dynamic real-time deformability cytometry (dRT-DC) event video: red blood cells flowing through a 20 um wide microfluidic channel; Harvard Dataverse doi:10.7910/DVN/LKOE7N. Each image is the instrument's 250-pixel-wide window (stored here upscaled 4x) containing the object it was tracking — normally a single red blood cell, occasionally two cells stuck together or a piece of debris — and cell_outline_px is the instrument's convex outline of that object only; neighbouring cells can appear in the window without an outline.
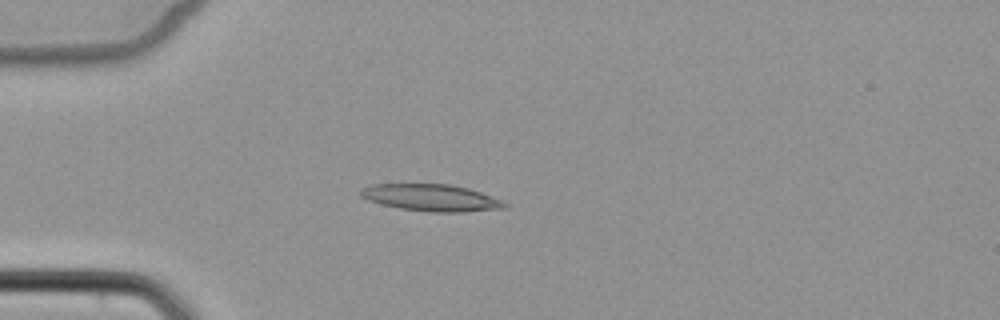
{"species": "common noctule bat (a hibernating species)", "species_latin": "Nyctalus noctula", "temperature_condition": "cold", "stored_images_in_passage": 5, "camera_frame_rate_fps": 3000, "um_per_image_px": 0.085, "animal": {"sex": "female", "body_mass_g": 22.7, "forearm_length_mm": 54.2}, "frame": {"image": 1, "passage_image": 4, "time_ms": 3.667, "image_size_px": [1000, 320], "cell_outline_px": [[508, 208], [464, 212], [432, 212], [400, 208], [368, 200], [360, 196], [360, 188], [372, 184], [448, 184], [468, 188], [480, 192], [500, 200], [508, 204]], "centroid_in_image_um": [36.66, 16.8], "position_along_channel_um": 48.3, "area_um2": 22.43}}